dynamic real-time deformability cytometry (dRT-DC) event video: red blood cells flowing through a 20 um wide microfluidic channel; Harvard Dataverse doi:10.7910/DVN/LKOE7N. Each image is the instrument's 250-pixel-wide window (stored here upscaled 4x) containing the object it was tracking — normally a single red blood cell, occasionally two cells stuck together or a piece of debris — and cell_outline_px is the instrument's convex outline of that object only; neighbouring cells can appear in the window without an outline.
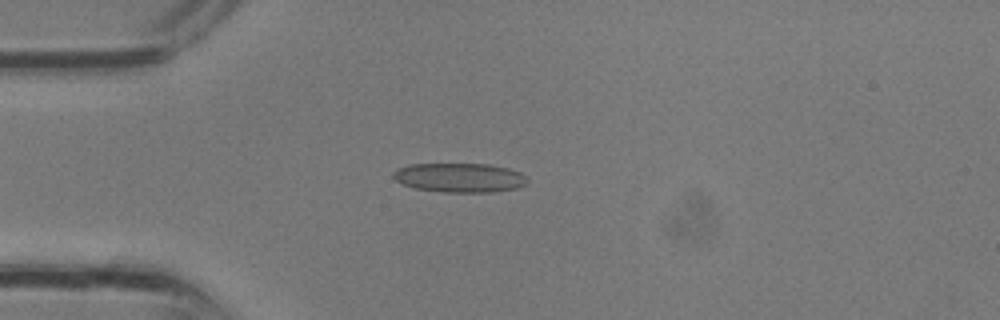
{"species": "common noctule bat (a hibernating species)", "species_latin": "Nyctalus noctula", "temperature_condition": "room temperature", "stored_images_in_passage": 3, "camera_frame_rate_fps": 3000, "um_per_image_px": 0.085, "animal": {"sex": "male", "body_mass_g": 13.3}, "frame": {"image": 1, "passage_image": 1, "time_ms": 0.0, "image_size_px": [1000, 320], "cell_outline_px": [[528, 184], [516, 188], [492, 192], [444, 192], [416, 188], [400, 184], [392, 176], [392, 172], [396, 168], [408, 164], [488, 164], [508, 168], [520, 172], [528, 180]], "centroid_in_image_um": [39.04, 15.1], "position_along_channel_um": 46.0, "area_um2": 23.0}}